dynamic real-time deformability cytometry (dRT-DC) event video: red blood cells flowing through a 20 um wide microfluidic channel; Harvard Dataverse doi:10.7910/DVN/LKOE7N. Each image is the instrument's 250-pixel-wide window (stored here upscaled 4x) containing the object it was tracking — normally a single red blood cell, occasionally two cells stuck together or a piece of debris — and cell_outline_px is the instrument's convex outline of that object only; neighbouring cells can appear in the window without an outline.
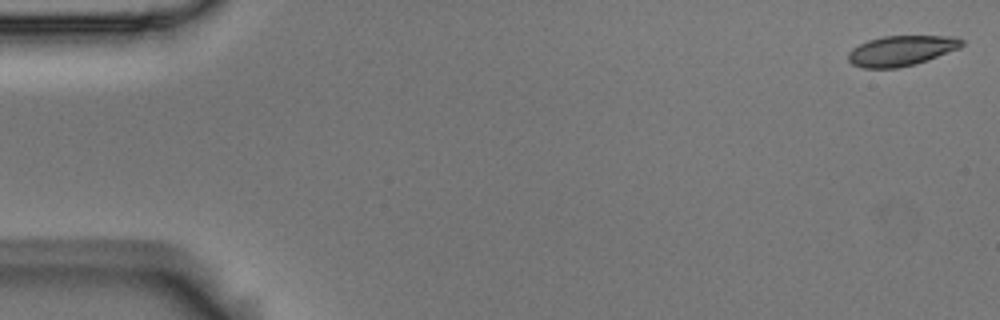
{"species": "Egyptian fruit bat (a non-hibernating species)", "species_latin": "Rousettus aegyptiacus", "temperature_condition": "room temperature", "stored_images_in_passage": 53, "camera_frame_rate_fps": 3000, "um_per_image_px": 0.085, "animal": {"sex": "male"}, "frame": {"image": 1, "passage_image": 1, "time_ms": 0.0, "image_size_px": [1000, 320], "cell_outline_px": [[964, 44], [960, 48], [928, 60], [916, 64], [896, 68], [864, 68], [852, 64], [848, 60], [848, 52], [852, 48], [868, 40], [884, 36], [956, 36], [964, 40]], "centroid_in_image_um": [76.63, 4.31], "position_along_channel_um": 8.4, "area_um2": 20.11}}
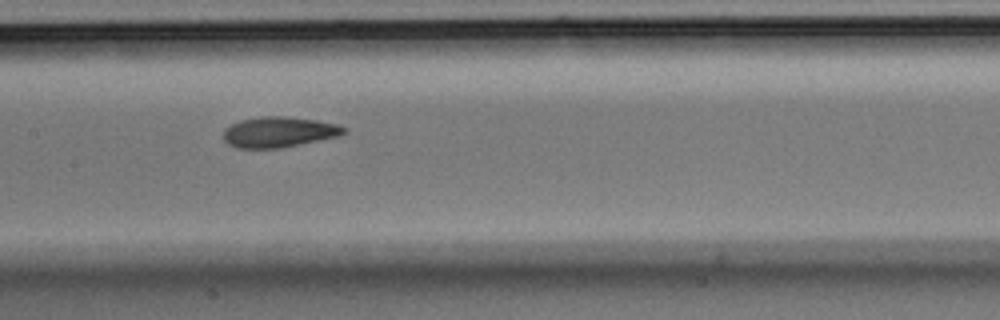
{"frame": {"image": 2, "passage_image": 26, "time_ms": 8.333, "image_size_px": [1000, 320], "cell_outline_px": [[348, 132], [340, 136], [284, 148], [236, 148], [228, 144], [224, 140], [224, 128], [240, 120], [260, 116], [284, 116], [316, 120], [336, 124], [348, 128]], "centroid_in_image_um": [23.74, 11.23], "position_along_channel_um": 183.7, "area_um2": 21.73}}
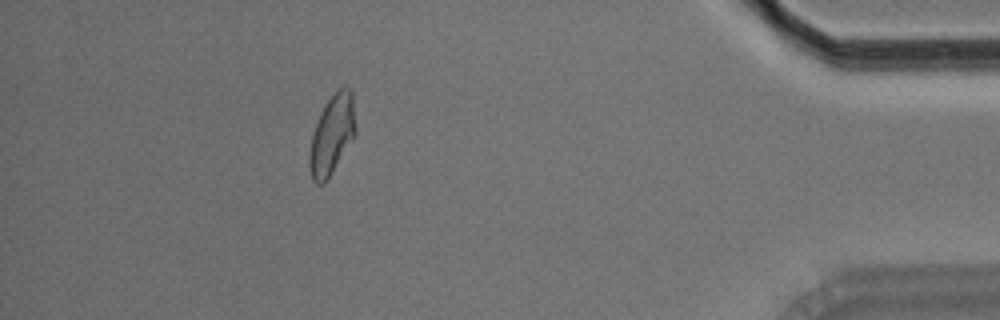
{"frame": {"image": 3, "passage_image": 48, "time_ms": 15.667, "image_size_px": [1000, 320], "cell_outline_px": [[356, 132], [328, 180], [324, 184], [316, 184], [312, 180], [308, 164], [308, 156], [312, 136], [320, 112], [324, 104], [336, 88], [348, 88], [352, 92], [356, 128]], "centroid_in_image_um": [28.2, 11.46], "position_along_channel_um": 407.0, "area_um2": 21.44}, "authors_computed_cell_mechanics": {"area_um2": 21.097, "velocity_mm_per_s": 3.7341, "shape_relaxation_time_tau1_ms": 6.2753, "shape_relaxation_time_tau2_ms": 2.2797, "deformation_change_tau1": 0.1511, "deformation_change_tau2": 0.0655}}